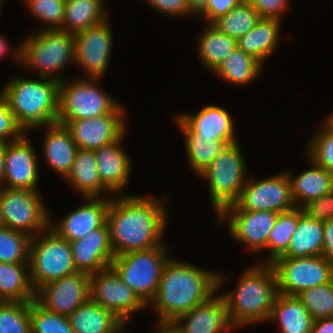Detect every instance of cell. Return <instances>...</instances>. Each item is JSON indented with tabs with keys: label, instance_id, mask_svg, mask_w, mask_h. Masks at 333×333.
<instances>
[{
	"label": "cell",
	"instance_id": "cell-33",
	"mask_svg": "<svg viewBox=\"0 0 333 333\" xmlns=\"http://www.w3.org/2000/svg\"><path fill=\"white\" fill-rule=\"evenodd\" d=\"M98 0H66L62 27L59 30L76 34L108 19L107 11Z\"/></svg>",
	"mask_w": 333,
	"mask_h": 333
},
{
	"label": "cell",
	"instance_id": "cell-6",
	"mask_svg": "<svg viewBox=\"0 0 333 333\" xmlns=\"http://www.w3.org/2000/svg\"><path fill=\"white\" fill-rule=\"evenodd\" d=\"M76 272L68 240L59 237L50 228L31 239L29 273L35 292L50 282Z\"/></svg>",
	"mask_w": 333,
	"mask_h": 333
},
{
	"label": "cell",
	"instance_id": "cell-13",
	"mask_svg": "<svg viewBox=\"0 0 333 333\" xmlns=\"http://www.w3.org/2000/svg\"><path fill=\"white\" fill-rule=\"evenodd\" d=\"M90 298L125 325L132 312L148 307L112 267L90 275Z\"/></svg>",
	"mask_w": 333,
	"mask_h": 333
},
{
	"label": "cell",
	"instance_id": "cell-27",
	"mask_svg": "<svg viewBox=\"0 0 333 333\" xmlns=\"http://www.w3.org/2000/svg\"><path fill=\"white\" fill-rule=\"evenodd\" d=\"M308 160L313 167L303 171L296 177L293 178L290 174L291 172L287 171L291 181L294 203L295 205L297 204L296 207L300 208L310 201L333 191V175L325 168L312 162L309 158Z\"/></svg>",
	"mask_w": 333,
	"mask_h": 333
},
{
	"label": "cell",
	"instance_id": "cell-12",
	"mask_svg": "<svg viewBox=\"0 0 333 333\" xmlns=\"http://www.w3.org/2000/svg\"><path fill=\"white\" fill-rule=\"evenodd\" d=\"M289 173L252 182L247 180L239 199L223 210L272 211L281 213L295 208Z\"/></svg>",
	"mask_w": 333,
	"mask_h": 333
},
{
	"label": "cell",
	"instance_id": "cell-57",
	"mask_svg": "<svg viewBox=\"0 0 333 333\" xmlns=\"http://www.w3.org/2000/svg\"><path fill=\"white\" fill-rule=\"evenodd\" d=\"M2 4H3V1H2V0H0V10H1V6H2Z\"/></svg>",
	"mask_w": 333,
	"mask_h": 333
},
{
	"label": "cell",
	"instance_id": "cell-58",
	"mask_svg": "<svg viewBox=\"0 0 333 333\" xmlns=\"http://www.w3.org/2000/svg\"><path fill=\"white\" fill-rule=\"evenodd\" d=\"M102 5H103V3H104V0H98Z\"/></svg>",
	"mask_w": 333,
	"mask_h": 333
},
{
	"label": "cell",
	"instance_id": "cell-51",
	"mask_svg": "<svg viewBox=\"0 0 333 333\" xmlns=\"http://www.w3.org/2000/svg\"><path fill=\"white\" fill-rule=\"evenodd\" d=\"M190 11L193 15L199 14L206 8L208 0H187Z\"/></svg>",
	"mask_w": 333,
	"mask_h": 333
},
{
	"label": "cell",
	"instance_id": "cell-55",
	"mask_svg": "<svg viewBox=\"0 0 333 333\" xmlns=\"http://www.w3.org/2000/svg\"><path fill=\"white\" fill-rule=\"evenodd\" d=\"M325 123L333 129V112L330 114V116L326 119Z\"/></svg>",
	"mask_w": 333,
	"mask_h": 333
},
{
	"label": "cell",
	"instance_id": "cell-39",
	"mask_svg": "<svg viewBox=\"0 0 333 333\" xmlns=\"http://www.w3.org/2000/svg\"><path fill=\"white\" fill-rule=\"evenodd\" d=\"M297 297L314 320L333 317V280L304 290Z\"/></svg>",
	"mask_w": 333,
	"mask_h": 333
},
{
	"label": "cell",
	"instance_id": "cell-48",
	"mask_svg": "<svg viewBox=\"0 0 333 333\" xmlns=\"http://www.w3.org/2000/svg\"><path fill=\"white\" fill-rule=\"evenodd\" d=\"M145 2L160 13L172 15V17L193 15L187 0H145Z\"/></svg>",
	"mask_w": 333,
	"mask_h": 333
},
{
	"label": "cell",
	"instance_id": "cell-44",
	"mask_svg": "<svg viewBox=\"0 0 333 333\" xmlns=\"http://www.w3.org/2000/svg\"><path fill=\"white\" fill-rule=\"evenodd\" d=\"M25 133L10 110L7 100L0 94V142L6 144L21 138Z\"/></svg>",
	"mask_w": 333,
	"mask_h": 333
},
{
	"label": "cell",
	"instance_id": "cell-4",
	"mask_svg": "<svg viewBox=\"0 0 333 333\" xmlns=\"http://www.w3.org/2000/svg\"><path fill=\"white\" fill-rule=\"evenodd\" d=\"M232 292L221 294L233 323L239 328L269 321L278 292L277 276L271 264H258L242 273Z\"/></svg>",
	"mask_w": 333,
	"mask_h": 333
},
{
	"label": "cell",
	"instance_id": "cell-38",
	"mask_svg": "<svg viewBox=\"0 0 333 333\" xmlns=\"http://www.w3.org/2000/svg\"><path fill=\"white\" fill-rule=\"evenodd\" d=\"M31 239L25 233L0 227V262L29 264Z\"/></svg>",
	"mask_w": 333,
	"mask_h": 333
},
{
	"label": "cell",
	"instance_id": "cell-10",
	"mask_svg": "<svg viewBox=\"0 0 333 333\" xmlns=\"http://www.w3.org/2000/svg\"><path fill=\"white\" fill-rule=\"evenodd\" d=\"M37 191L0 187L3 226L32 238L49 228L50 213Z\"/></svg>",
	"mask_w": 333,
	"mask_h": 333
},
{
	"label": "cell",
	"instance_id": "cell-16",
	"mask_svg": "<svg viewBox=\"0 0 333 333\" xmlns=\"http://www.w3.org/2000/svg\"><path fill=\"white\" fill-rule=\"evenodd\" d=\"M279 213L272 211L222 210L217 216L229 234L254 253L267 249L268 236Z\"/></svg>",
	"mask_w": 333,
	"mask_h": 333
},
{
	"label": "cell",
	"instance_id": "cell-1",
	"mask_svg": "<svg viewBox=\"0 0 333 333\" xmlns=\"http://www.w3.org/2000/svg\"><path fill=\"white\" fill-rule=\"evenodd\" d=\"M117 196L111 197L106 219L114 255L161 245L168 219L165 197Z\"/></svg>",
	"mask_w": 333,
	"mask_h": 333
},
{
	"label": "cell",
	"instance_id": "cell-53",
	"mask_svg": "<svg viewBox=\"0 0 333 333\" xmlns=\"http://www.w3.org/2000/svg\"><path fill=\"white\" fill-rule=\"evenodd\" d=\"M157 329L156 333H178L172 323H158Z\"/></svg>",
	"mask_w": 333,
	"mask_h": 333
},
{
	"label": "cell",
	"instance_id": "cell-31",
	"mask_svg": "<svg viewBox=\"0 0 333 333\" xmlns=\"http://www.w3.org/2000/svg\"><path fill=\"white\" fill-rule=\"evenodd\" d=\"M280 28L281 20L261 18L254 28L238 40V48L263 64L277 48Z\"/></svg>",
	"mask_w": 333,
	"mask_h": 333
},
{
	"label": "cell",
	"instance_id": "cell-19",
	"mask_svg": "<svg viewBox=\"0 0 333 333\" xmlns=\"http://www.w3.org/2000/svg\"><path fill=\"white\" fill-rule=\"evenodd\" d=\"M172 325L178 333H224L238 329L222 295L217 296L216 293L204 303L180 315Z\"/></svg>",
	"mask_w": 333,
	"mask_h": 333
},
{
	"label": "cell",
	"instance_id": "cell-40",
	"mask_svg": "<svg viewBox=\"0 0 333 333\" xmlns=\"http://www.w3.org/2000/svg\"><path fill=\"white\" fill-rule=\"evenodd\" d=\"M0 333H31L30 302L0 304Z\"/></svg>",
	"mask_w": 333,
	"mask_h": 333
},
{
	"label": "cell",
	"instance_id": "cell-22",
	"mask_svg": "<svg viewBox=\"0 0 333 333\" xmlns=\"http://www.w3.org/2000/svg\"><path fill=\"white\" fill-rule=\"evenodd\" d=\"M125 134L116 142L107 146L95 149L97 169L102 184L110 191V194L122 192L129 183V176L132 167L131 159L122 145ZM122 145V146H121Z\"/></svg>",
	"mask_w": 333,
	"mask_h": 333
},
{
	"label": "cell",
	"instance_id": "cell-11",
	"mask_svg": "<svg viewBox=\"0 0 333 333\" xmlns=\"http://www.w3.org/2000/svg\"><path fill=\"white\" fill-rule=\"evenodd\" d=\"M280 294L297 296L309 288L333 280V263L324 256L280 257L272 264Z\"/></svg>",
	"mask_w": 333,
	"mask_h": 333
},
{
	"label": "cell",
	"instance_id": "cell-15",
	"mask_svg": "<svg viewBox=\"0 0 333 333\" xmlns=\"http://www.w3.org/2000/svg\"><path fill=\"white\" fill-rule=\"evenodd\" d=\"M124 109L119 105L112 113L90 119L57 121L70 131L78 149L95 150L118 141L126 132Z\"/></svg>",
	"mask_w": 333,
	"mask_h": 333
},
{
	"label": "cell",
	"instance_id": "cell-26",
	"mask_svg": "<svg viewBox=\"0 0 333 333\" xmlns=\"http://www.w3.org/2000/svg\"><path fill=\"white\" fill-rule=\"evenodd\" d=\"M69 181V186H72L74 191L79 192L87 197H100L103 191L109 190L102 184L97 169V160L94 150L78 149L75 156V161L72 164L70 172L65 177Z\"/></svg>",
	"mask_w": 333,
	"mask_h": 333
},
{
	"label": "cell",
	"instance_id": "cell-45",
	"mask_svg": "<svg viewBox=\"0 0 333 333\" xmlns=\"http://www.w3.org/2000/svg\"><path fill=\"white\" fill-rule=\"evenodd\" d=\"M303 212L319 222H327L333 218V191L310 201L302 207Z\"/></svg>",
	"mask_w": 333,
	"mask_h": 333
},
{
	"label": "cell",
	"instance_id": "cell-30",
	"mask_svg": "<svg viewBox=\"0 0 333 333\" xmlns=\"http://www.w3.org/2000/svg\"><path fill=\"white\" fill-rule=\"evenodd\" d=\"M270 320H277L281 333H311L314 319L297 296L278 294Z\"/></svg>",
	"mask_w": 333,
	"mask_h": 333
},
{
	"label": "cell",
	"instance_id": "cell-52",
	"mask_svg": "<svg viewBox=\"0 0 333 333\" xmlns=\"http://www.w3.org/2000/svg\"><path fill=\"white\" fill-rule=\"evenodd\" d=\"M4 149H5V143L0 142V184L1 185H3L4 171H5ZM1 185L0 187H2Z\"/></svg>",
	"mask_w": 333,
	"mask_h": 333
},
{
	"label": "cell",
	"instance_id": "cell-35",
	"mask_svg": "<svg viewBox=\"0 0 333 333\" xmlns=\"http://www.w3.org/2000/svg\"><path fill=\"white\" fill-rule=\"evenodd\" d=\"M263 64L250 54L237 48L214 71L222 80L233 85H246L262 71Z\"/></svg>",
	"mask_w": 333,
	"mask_h": 333
},
{
	"label": "cell",
	"instance_id": "cell-37",
	"mask_svg": "<svg viewBox=\"0 0 333 333\" xmlns=\"http://www.w3.org/2000/svg\"><path fill=\"white\" fill-rule=\"evenodd\" d=\"M260 19L261 17L254 7L242 1L226 15L215 20L212 25L220 32L239 40L254 28Z\"/></svg>",
	"mask_w": 333,
	"mask_h": 333
},
{
	"label": "cell",
	"instance_id": "cell-14",
	"mask_svg": "<svg viewBox=\"0 0 333 333\" xmlns=\"http://www.w3.org/2000/svg\"><path fill=\"white\" fill-rule=\"evenodd\" d=\"M108 20L74 34V63L85 70L87 78H102L107 71L113 44Z\"/></svg>",
	"mask_w": 333,
	"mask_h": 333
},
{
	"label": "cell",
	"instance_id": "cell-7",
	"mask_svg": "<svg viewBox=\"0 0 333 333\" xmlns=\"http://www.w3.org/2000/svg\"><path fill=\"white\" fill-rule=\"evenodd\" d=\"M167 250L162 242L159 246L125 253L112 260L111 267L147 306L157 293L163 268L170 258Z\"/></svg>",
	"mask_w": 333,
	"mask_h": 333
},
{
	"label": "cell",
	"instance_id": "cell-56",
	"mask_svg": "<svg viewBox=\"0 0 333 333\" xmlns=\"http://www.w3.org/2000/svg\"><path fill=\"white\" fill-rule=\"evenodd\" d=\"M3 226L2 218H1V209H0V227Z\"/></svg>",
	"mask_w": 333,
	"mask_h": 333
},
{
	"label": "cell",
	"instance_id": "cell-49",
	"mask_svg": "<svg viewBox=\"0 0 333 333\" xmlns=\"http://www.w3.org/2000/svg\"><path fill=\"white\" fill-rule=\"evenodd\" d=\"M323 226L324 241L322 256H324L329 262L333 263V218L324 222Z\"/></svg>",
	"mask_w": 333,
	"mask_h": 333
},
{
	"label": "cell",
	"instance_id": "cell-32",
	"mask_svg": "<svg viewBox=\"0 0 333 333\" xmlns=\"http://www.w3.org/2000/svg\"><path fill=\"white\" fill-rule=\"evenodd\" d=\"M28 271L29 264L0 262V299L2 301L31 302L35 300L36 292L32 287Z\"/></svg>",
	"mask_w": 333,
	"mask_h": 333
},
{
	"label": "cell",
	"instance_id": "cell-2",
	"mask_svg": "<svg viewBox=\"0 0 333 333\" xmlns=\"http://www.w3.org/2000/svg\"><path fill=\"white\" fill-rule=\"evenodd\" d=\"M224 280V274L171 257L163 268L157 293L149 305L157 311L158 323H172L217 293Z\"/></svg>",
	"mask_w": 333,
	"mask_h": 333
},
{
	"label": "cell",
	"instance_id": "cell-28",
	"mask_svg": "<svg viewBox=\"0 0 333 333\" xmlns=\"http://www.w3.org/2000/svg\"><path fill=\"white\" fill-rule=\"evenodd\" d=\"M324 226L309 218L299 207L297 229L291 237L287 252L282 257L302 258L320 256L323 252Z\"/></svg>",
	"mask_w": 333,
	"mask_h": 333
},
{
	"label": "cell",
	"instance_id": "cell-25",
	"mask_svg": "<svg viewBox=\"0 0 333 333\" xmlns=\"http://www.w3.org/2000/svg\"><path fill=\"white\" fill-rule=\"evenodd\" d=\"M68 320L75 333H123L126 325L112 312L89 298Z\"/></svg>",
	"mask_w": 333,
	"mask_h": 333
},
{
	"label": "cell",
	"instance_id": "cell-5",
	"mask_svg": "<svg viewBox=\"0 0 333 333\" xmlns=\"http://www.w3.org/2000/svg\"><path fill=\"white\" fill-rule=\"evenodd\" d=\"M31 34L14 49V59L27 68L37 70L40 77L63 81L64 78L55 73L62 71L67 63L75 62L74 34L59 29H41Z\"/></svg>",
	"mask_w": 333,
	"mask_h": 333
},
{
	"label": "cell",
	"instance_id": "cell-18",
	"mask_svg": "<svg viewBox=\"0 0 333 333\" xmlns=\"http://www.w3.org/2000/svg\"><path fill=\"white\" fill-rule=\"evenodd\" d=\"M25 133L21 138L5 144L4 188L37 190L38 164L37 154Z\"/></svg>",
	"mask_w": 333,
	"mask_h": 333
},
{
	"label": "cell",
	"instance_id": "cell-43",
	"mask_svg": "<svg viewBox=\"0 0 333 333\" xmlns=\"http://www.w3.org/2000/svg\"><path fill=\"white\" fill-rule=\"evenodd\" d=\"M25 2L31 13L47 24L44 29L53 30L62 27L66 0H26Z\"/></svg>",
	"mask_w": 333,
	"mask_h": 333
},
{
	"label": "cell",
	"instance_id": "cell-34",
	"mask_svg": "<svg viewBox=\"0 0 333 333\" xmlns=\"http://www.w3.org/2000/svg\"><path fill=\"white\" fill-rule=\"evenodd\" d=\"M206 26L198 39V55L201 63L210 72H214L223 60L238 48V40L220 32L212 24Z\"/></svg>",
	"mask_w": 333,
	"mask_h": 333
},
{
	"label": "cell",
	"instance_id": "cell-46",
	"mask_svg": "<svg viewBox=\"0 0 333 333\" xmlns=\"http://www.w3.org/2000/svg\"><path fill=\"white\" fill-rule=\"evenodd\" d=\"M254 7L261 18L282 19V13L288 9L289 0H244Z\"/></svg>",
	"mask_w": 333,
	"mask_h": 333
},
{
	"label": "cell",
	"instance_id": "cell-42",
	"mask_svg": "<svg viewBox=\"0 0 333 333\" xmlns=\"http://www.w3.org/2000/svg\"><path fill=\"white\" fill-rule=\"evenodd\" d=\"M322 127L306 147V155L333 175V129L326 123L322 124Z\"/></svg>",
	"mask_w": 333,
	"mask_h": 333
},
{
	"label": "cell",
	"instance_id": "cell-9",
	"mask_svg": "<svg viewBox=\"0 0 333 333\" xmlns=\"http://www.w3.org/2000/svg\"><path fill=\"white\" fill-rule=\"evenodd\" d=\"M63 80L59 86L57 121L90 119L112 113L120 104L96 85L99 78Z\"/></svg>",
	"mask_w": 333,
	"mask_h": 333
},
{
	"label": "cell",
	"instance_id": "cell-8",
	"mask_svg": "<svg viewBox=\"0 0 333 333\" xmlns=\"http://www.w3.org/2000/svg\"><path fill=\"white\" fill-rule=\"evenodd\" d=\"M246 162L238 142L227 145L199 176L206 178L211 204L218 215L234 204L247 182Z\"/></svg>",
	"mask_w": 333,
	"mask_h": 333
},
{
	"label": "cell",
	"instance_id": "cell-20",
	"mask_svg": "<svg viewBox=\"0 0 333 333\" xmlns=\"http://www.w3.org/2000/svg\"><path fill=\"white\" fill-rule=\"evenodd\" d=\"M70 245L77 271L90 275L111 267L115 257L107 222Z\"/></svg>",
	"mask_w": 333,
	"mask_h": 333
},
{
	"label": "cell",
	"instance_id": "cell-29",
	"mask_svg": "<svg viewBox=\"0 0 333 333\" xmlns=\"http://www.w3.org/2000/svg\"><path fill=\"white\" fill-rule=\"evenodd\" d=\"M176 124L184 138L188 161L197 176L204 171L220 152L228 145L225 141L213 137L197 135L179 116Z\"/></svg>",
	"mask_w": 333,
	"mask_h": 333
},
{
	"label": "cell",
	"instance_id": "cell-36",
	"mask_svg": "<svg viewBox=\"0 0 333 333\" xmlns=\"http://www.w3.org/2000/svg\"><path fill=\"white\" fill-rule=\"evenodd\" d=\"M298 221L299 207L278 214L274 228L268 236V251L266 252L269 253V256H267L265 264H272L287 252L291 237L297 229Z\"/></svg>",
	"mask_w": 333,
	"mask_h": 333
},
{
	"label": "cell",
	"instance_id": "cell-21",
	"mask_svg": "<svg viewBox=\"0 0 333 333\" xmlns=\"http://www.w3.org/2000/svg\"><path fill=\"white\" fill-rule=\"evenodd\" d=\"M84 199L87 200L86 204L72 210L61 219V222H55L54 225L50 221L49 228L69 242L86 236L106 222L111 198L87 197Z\"/></svg>",
	"mask_w": 333,
	"mask_h": 333
},
{
	"label": "cell",
	"instance_id": "cell-50",
	"mask_svg": "<svg viewBox=\"0 0 333 333\" xmlns=\"http://www.w3.org/2000/svg\"><path fill=\"white\" fill-rule=\"evenodd\" d=\"M311 333H333V317L314 320Z\"/></svg>",
	"mask_w": 333,
	"mask_h": 333
},
{
	"label": "cell",
	"instance_id": "cell-23",
	"mask_svg": "<svg viewBox=\"0 0 333 333\" xmlns=\"http://www.w3.org/2000/svg\"><path fill=\"white\" fill-rule=\"evenodd\" d=\"M178 116L199 136L213 137L228 145L237 141L234 120L228 110L216 106H204L197 114H178Z\"/></svg>",
	"mask_w": 333,
	"mask_h": 333
},
{
	"label": "cell",
	"instance_id": "cell-47",
	"mask_svg": "<svg viewBox=\"0 0 333 333\" xmlns=\"http://www.w3.org/2000/svg\"><path fill=\"white\" fill-rule=\"evenodd\" d=\"M244 0H208L206 8L200 13L204 23L212 24L219 17L226 15L231 9Z\"/></svg>",
	"mask_w": 333,
	"mask_h": 333
},
{
	"label": "cell",
	"instance_id": "cell-24",
	"mask_svg": "<svg viewBox=\"0 0 333 333\" xmlns=\"http://www.w3.org/2000/svg\"><path fill=\"white\" fill-rule=\"evenodd\" d=\"M45 128L47 131L42 146L45 161L53 172L65 179L75 161L78 147L65 125L53 123Z\"/></svg>",
	"mask_w": 333,
	"mask_h": 333
},
{
	"label": "cell",
	"instance_id": "cell-17",
	"mask_svg": "<svg viewBox=\"0 0 333 333\" xmlns=\"http://www.w3.org/2000/svg\"><path fill=\"white\" fill-rule=\"evenodd\" d=\"M90 298V274L76 272L42 286L35 300L46 310L69 316Z\"/></svg>",
	"mask_w": 333,
	"mask_h": 333
},
{
	"label": "cell",
	"instance_id": "cell-54",
	"mask_svg": "<svg viewBox=\"0 0 333 333\" xmlns=\"http://www.w3.org/2000/svg\"><path fill=\"white\" fill-rule=\"evenodd\" d=\"M9 49V45L5 38L0 34V59L5 56Z\"/></svg>",
	"mask_w": 333,
	"mask_h": 333
},
{
	"label": "cell",
	"instance_id": "cell-3",
	"mask_svg": "<svg viewBox=\"0 0 333 333\" xmlns=\"http://www.w3.org/2000/svg\"><path fill=\"white\" fill-rule=\"evenodd\" d=\"M44 79V80H43ZM60 81L40 77H13L0 94L7 100L17 122L27 130L57 123Z\"/></svg>",
	"mask_w": 333,
	"mask_h": 333
},
{
	"label": "cell",
	"instance_id": "cell-41",
	"mask_svg": "<svg viewBox=\"0 0 333 333\" xmlns=\"http://www.w3.org/2000/svg\"><path fill=\"white\" fill-rule=\"evenodd\" d=\"M31 333H75L67 316L50 312L36 300L30 302Z\"/></svg>",
	"mask_w": 333,
	"mask_h": 333
}]
</instances>
